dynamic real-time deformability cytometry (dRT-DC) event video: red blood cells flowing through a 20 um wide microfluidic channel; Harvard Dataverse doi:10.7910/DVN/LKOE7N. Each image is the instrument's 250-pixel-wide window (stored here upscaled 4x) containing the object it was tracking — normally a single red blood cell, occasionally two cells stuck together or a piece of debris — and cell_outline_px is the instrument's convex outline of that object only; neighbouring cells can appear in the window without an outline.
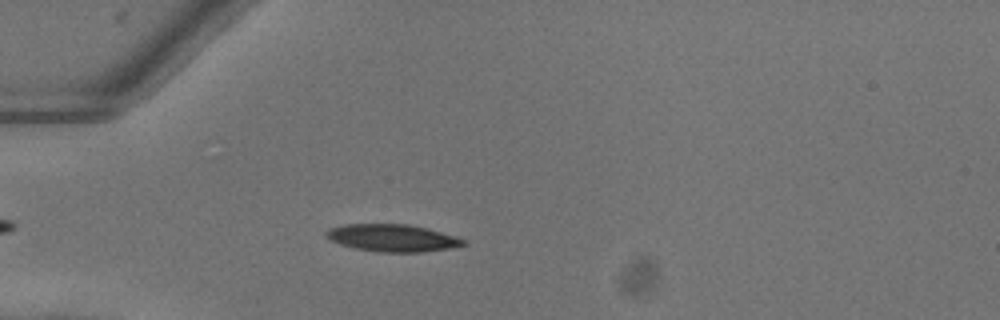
{"species": "common noctule bat (a hibernating species)", "species_latin": "Nyctalus noctula", "temperature_condition": "warm", "stored_images_in_passage": 35, "camera_frame_rate_fps": 3000, "um_per_image_px": 0.085, "animal": {"sex": "female"}, "frame": {"image": 1, "passage_image": 7, "time_ms": 2.0, "image_size_px": [1000, 320], "cell_outline_px": [[464, 244], [448, 248], [424, 252], [376, 252], [356, 248], [340, 244], [328, 240], [324, 236], [324, 232], [328, 228], [344, 224], [408, 224], [456, 236], [464, 240]], "centroid_in_image_um": [33.25, 20.22], "position_along_channel_um": 51.8, "area_um2": 21.73}}
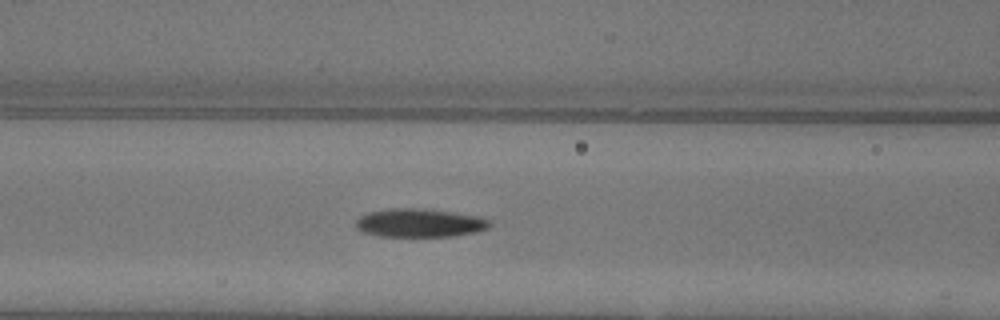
{"frame": {"image": 2, "passage_image": 14, "time_ms": 4.333, "image_size_px": [1000, 320], "cell_outline_px": [[492, 224], [488, 228], [476, 232], [452, 236], [380, 236], [364, 232], [356, 228], [356, 220], [360, 216], [368, 212], [392, 208], [416, 208], [452, 212], [480, 216], [488, 220]], "centroid_in_image_um": [35.67, 18.94], "position_along_channel_um": 130.9, "area_um2": 22.08}}
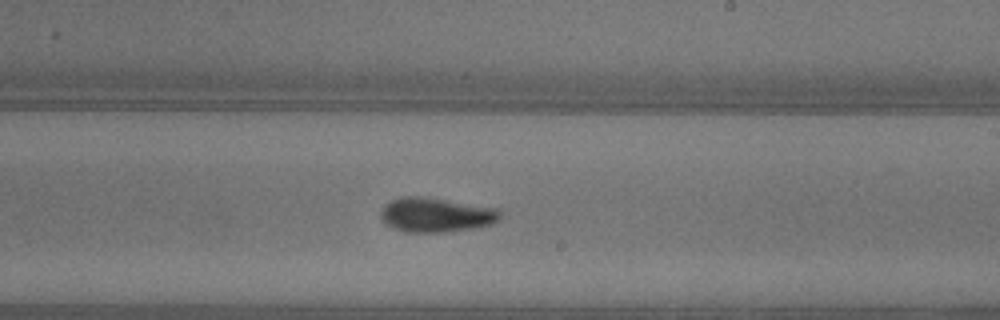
{"frame": {"image": 3, "passage_image": 23, "time_ms": 7.333, "image_size_px": [1000, 320], "cell_outline_px": [[500, 220], [492, 224], [472, 228], [444, 232], [408, 232], [392, 228], [384, 224], [380, 220], [380, 212], [392, 200], [400, 196], [420, 196], [500, 208]], "centroid_in_image_um": [37.06, 18.27], "position_along_channel_um": 251.9, "area_um2": 24.04}, "authors_computed_cell_mechanics": {"area_um2": 22.1952, "velocity_mm_per_s": 4.0445, "shape_relaxation_time_tau1_ms": 3.4677, "shape_relaxation_time_tau2_ms": 2.9537, "deformation_change_tau1": 0.1838, "deformation_change_tau2": 0.1012}}